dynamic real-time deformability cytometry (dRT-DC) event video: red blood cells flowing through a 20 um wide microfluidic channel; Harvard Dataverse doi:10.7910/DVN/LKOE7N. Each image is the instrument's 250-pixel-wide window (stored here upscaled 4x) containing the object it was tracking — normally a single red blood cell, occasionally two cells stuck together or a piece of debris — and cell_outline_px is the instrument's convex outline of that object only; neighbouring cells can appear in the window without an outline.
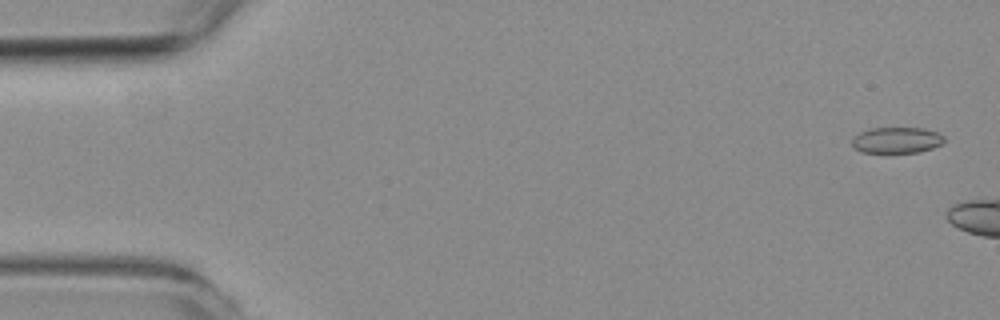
{"species": "common noctule bat (a hibernating species)", "species_latin": "Nyctalus noctula", "temperature_condition": "room temperature", "stored_images_in_passage": 31, "camera_frame_rate_fps": 3000, "um_per_image_px": 0.085, "animal": {"sex": "female", "body_mass_g": 19.3, "forearm_length_mm": 54.1}, "frame": {"image": 1, "passage_image": 2, "time_ms": 0.333, "image_size_px": [1000, 320], "cell_outline_px": [[944, 140], [940, 144], [932, 148], [920, 152], [888, 156], [860, 152], [852, 144], [852, 140], [860, 132], [872, 128], [924, 128], [936, 132], [944, 136]], "centroid_in_image_um": [76.19, 11.97], "position_along_channel_um": 8.8, "area_um2": 14.62}}
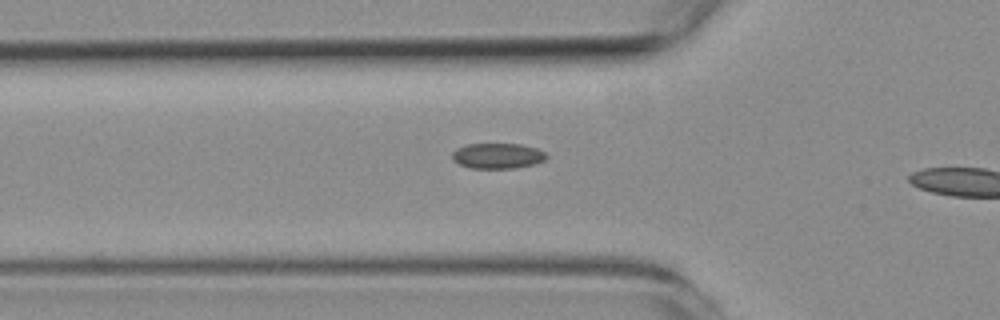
{"frame": {"image": 2, "passage_image": 19, "time_ms": 6.0, "image_size_px": [1000, 320], "cell_outline_px": [[548, 156], [544, 160], [536, 164], [516, 168], [468, 168], [452, 160], [452, 152], [456, 148], [464, 144], [520, 144], [536, 148], [544, 152]], "centroid_in_image_um": [42.27, 13.25], "position_along_channel_um": 83.5, "area_um2": 14.1}}
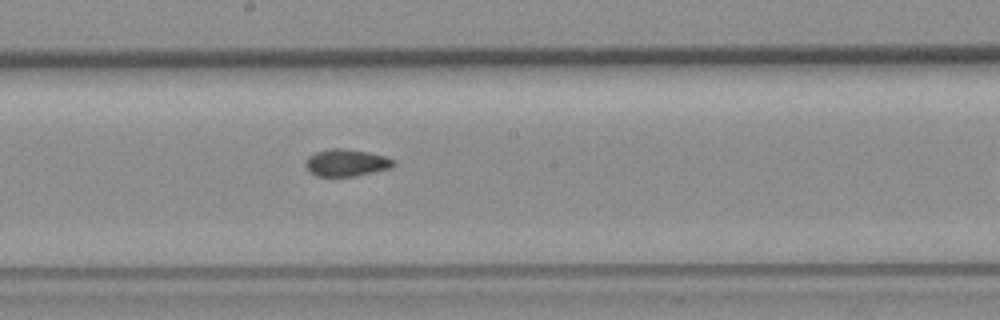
{"frame": {"image": 3, "passage_image": 30, "time_ms": 9.667, "image_size_px": [1000, 320], "cell_outline_px": [[396, 164], [392, 168], [356, 176], [316, 176], [304, 164], [308, 156], [316, 152], [332, 148], [344, 148], [368, 152], [384, 156], [396, 160]], "centroid_in_image_um": [29.48, 13.83], "position_along_channel_um": 218.7, "area_um2": 13.93}}